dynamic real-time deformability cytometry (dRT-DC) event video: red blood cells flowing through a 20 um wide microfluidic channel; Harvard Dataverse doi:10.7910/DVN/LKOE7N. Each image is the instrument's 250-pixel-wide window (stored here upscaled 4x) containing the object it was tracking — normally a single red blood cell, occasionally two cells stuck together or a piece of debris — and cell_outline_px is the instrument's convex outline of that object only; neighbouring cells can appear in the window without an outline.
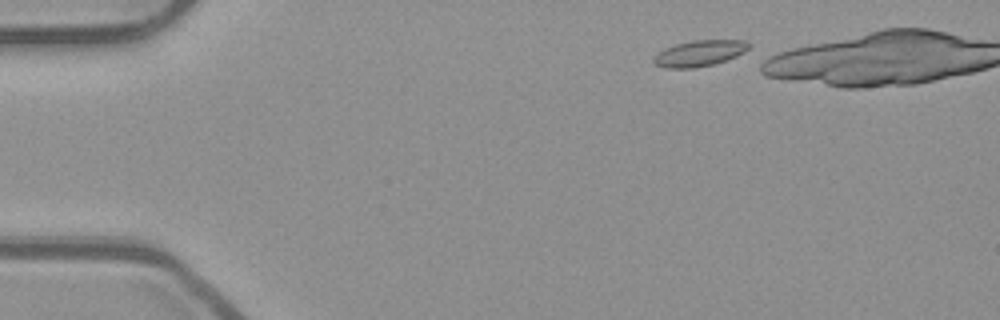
{"species": "common noctule bat (a hibernating species)", "species_latin": "Nyctalus noctula", "temperature_condition": "room temperature", "stored_images_in_passage": 12, "camera_frame_rate_fps": 3000, "um_per_image_px": 0.085, "animal": {"sex": "male", "body_mass_g": 23.1, "forearm_length_mm": 52.7}, "frame": {"image": 1, "passage_image": 3, "time_ms": 0.667, "image_size_px": [1000, 320], "cell_outline_px": [[752, 52], [712, 64], [696, 68], [664, 68], [656, 64], [652, 60], [664, 48], [676, 44], [692, 40], [744, 40], [752, 44]], "centroid_in_image_um": [59.58, 4.52], "position_along_channel_um": 25.4, "area_um2": 14.74}}